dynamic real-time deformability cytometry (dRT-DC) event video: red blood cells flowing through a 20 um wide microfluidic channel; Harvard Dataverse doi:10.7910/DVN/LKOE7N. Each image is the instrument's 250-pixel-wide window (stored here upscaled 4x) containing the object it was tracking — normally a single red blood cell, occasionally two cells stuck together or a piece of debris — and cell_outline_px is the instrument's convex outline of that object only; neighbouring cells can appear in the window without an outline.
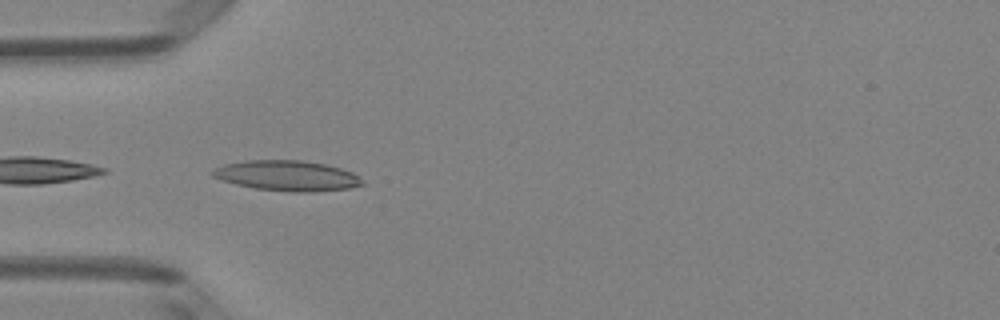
{"species": "Egyptian fruit bat (a non-hibernating species)", "species_latin": "Rousettus aegyptiacus", "temperature_condition": "room temperature", "stored_images_in_passage": 23, "camera_frame_rate_fps": 3000, "um_per_image_px": 0.085, "animal": {"sex": "female"}, "frame": {"image": 1, "passage_image": 1, "time_ms": 0.0, "image_size_px": [1000, 320], "cell_outline_px": [[364, 184], [348, 188], [312, 192], [292, 192], [256, 188], [236, 184], [212, 176], [208, 172], [212, 168], [224, 164], [244, 160], [300, 160], [324, 164], [340, 168], [352, 172]], "centroid_in_image_um": [24.33, 14.92], "position_along_channel_um": 60.7, "area_um2": 26.3}}
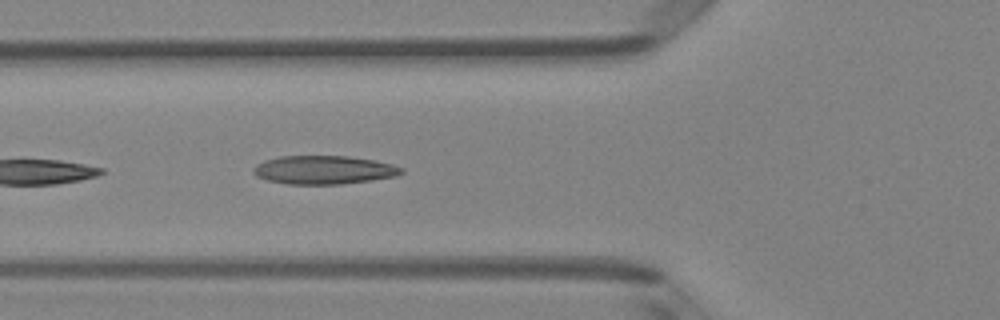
{"frame": {"image": 2, "passage_image": 4, "time_ms": 1.0, "image_size_px": [1000, 320], "cell_outline_px": [[404, 172], [396, 176], [372, 180], [340, 184], [288, 184], [268, 180], [256, 176], [252, 172], [252, 168], [256, 164], [264, 160], [280, 156], [348, 156], [376, 160], [392, 164], [404, 168]], "centroid_in_image_um": [27.53, 14.43], "position_along_channel_um": 98.3, "area_um2": 24.74}}